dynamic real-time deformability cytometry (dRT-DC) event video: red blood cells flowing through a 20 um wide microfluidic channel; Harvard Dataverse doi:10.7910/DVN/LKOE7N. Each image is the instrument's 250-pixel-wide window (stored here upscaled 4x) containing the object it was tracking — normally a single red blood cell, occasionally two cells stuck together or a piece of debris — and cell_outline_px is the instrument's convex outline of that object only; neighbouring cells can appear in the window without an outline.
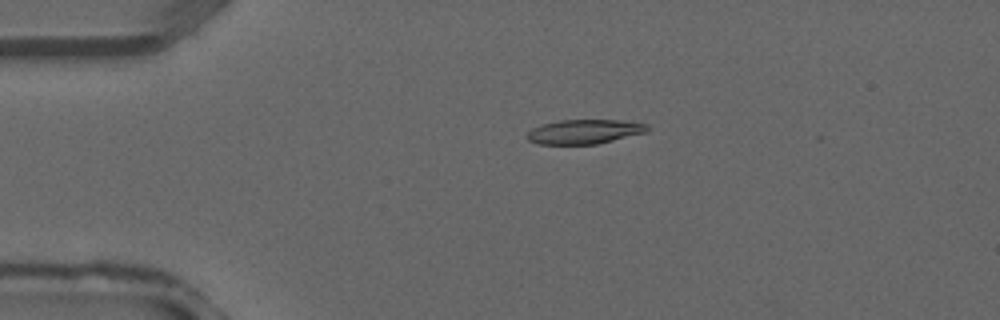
{"species": "common noctule bat (a hibernating species)", "species_latin": "Nyctalus noctula", "temperature_condition": "warm", "stored_images_in_passage": 34, "camera_frame_rate_fps": 3000, "um_per_image_px": 0.085, "animal": {"sex": "male", "forearm_length_mm": 52.5}, "frame": {"image": 1, "passage_image": 4, "time_ms": 1.0, "image_size_px": [1000, 320], "cell_outline_px": [[648, 132], [596, 144], [536, 144], [528, 140], [528, 132], [532, 128], [540, 124], [560, 120], [620, 120], [648, 124]], "centroid_in_image_um": [49.67, 11.19], "position_along_channel_um": 35.3, "area_um2": 17.11}}
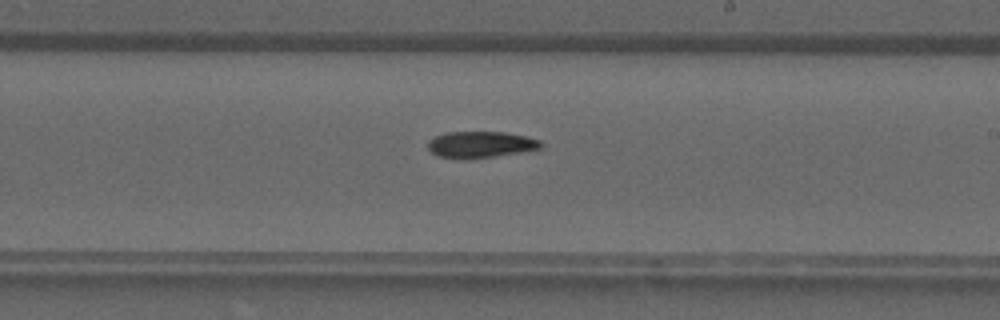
{"frame": {"image": 2, "passage_image": 18, "time_ms": 5.667, "image_size_px": [1000, 320], "cell_outline_px": [[544, 144], [540, 148], [520, 152], [464, 160], [436, 156], [428, 148], [428, 140], [436, 136], [448, 132], [504, 132], [524, 136], [540, 140]], "centroid_in_image_um": [40.81, 12.29], "position_along_channel_um": 248.2, "area_um2": 17.34}}
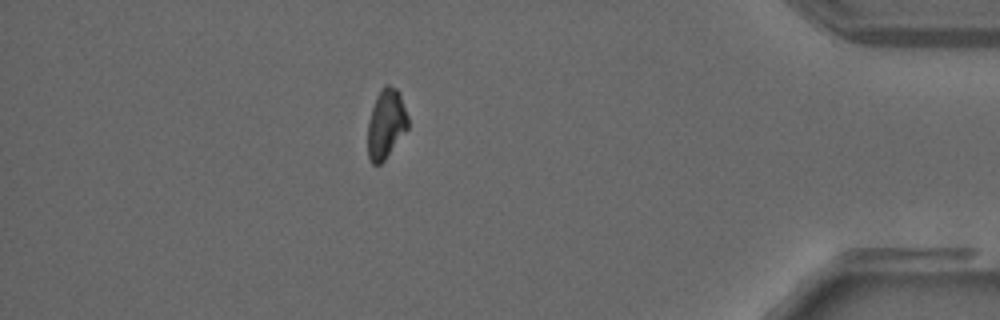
{"frame": {"image": 3, "passage_image": 29, "time_ms": 9.333, "image_size_px": [1000, 320], "cell_outline_px": [[408, 128], [384, 160], [380, 164], [372, 164], [368, 156], [368, 120], [376, 96], [384, 84], [388, 84], [396, 88], [400, 92], [408, 116]], "centroid_in_image_um": [32.81, 10.49], "position_along_channel_um": 402.4, "area_um2": 16.3}}